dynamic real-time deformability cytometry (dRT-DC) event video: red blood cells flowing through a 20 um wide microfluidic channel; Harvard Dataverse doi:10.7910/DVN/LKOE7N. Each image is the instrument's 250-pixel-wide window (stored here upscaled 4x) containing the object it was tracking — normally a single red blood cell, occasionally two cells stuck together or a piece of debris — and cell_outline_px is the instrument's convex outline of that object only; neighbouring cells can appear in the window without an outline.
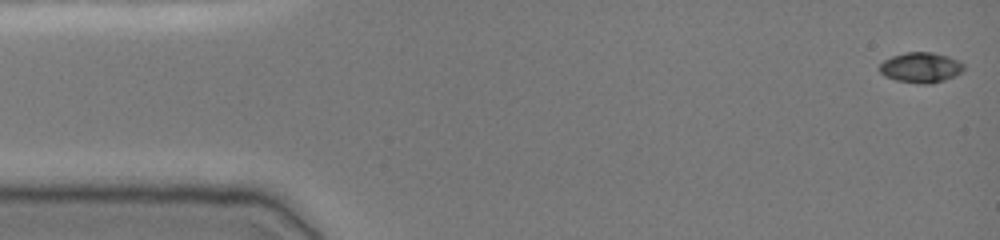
{"species": "common noctule bat (a hibernating species)", "species_latin": "Nyctalus noctula", "temperature_condition": "cold", "stored_images_in_passage": 48, "camera_frame_rate_fps": 3000, "um_per_image_px": 0.085, "animal": {"sex": "female", "body_mass_g": 19.0, "forearm_length_mm": 51.5}, "frame": {"image": 1, "passage_image": 1, "time_ms": 0.0, "image_size_px": [1000, 240], "cell_outline_px": [[964, 68], [956, 76], [932, 84], [920, 84], [896, 80], [884, 76], [880, 72], [880, 64], [884, 60], [892, 56], [908, 52], [932, 52], [948, 56], [960, 60], [964, 64]], "centroid_in_image_um": [78.29, 5.74], "position_along_channel_um": 6.7, "area_um2": 14.97}}
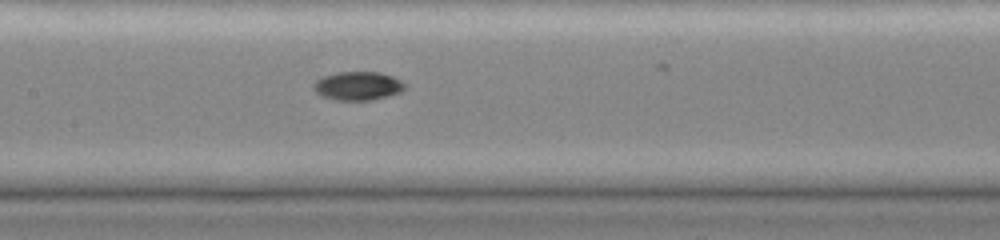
{"frame": {"image": 2, "passage_image": 23, "time_ms": 7.333, "image_size_px": [1000, 240], "cell_outline_px": [[408, 88], [400, 92], [372, 100], [336, 100], [324, 96], [316, 92], [312, 88], [312, 84], [316, 80], [324, 76], [336, 72], [380, 72], [392, 76], [408, 84]], "centroid_in_image_um": [30.45, 7.29], "position_along_channel_um": 177.0, "area_um2": 15.32}}
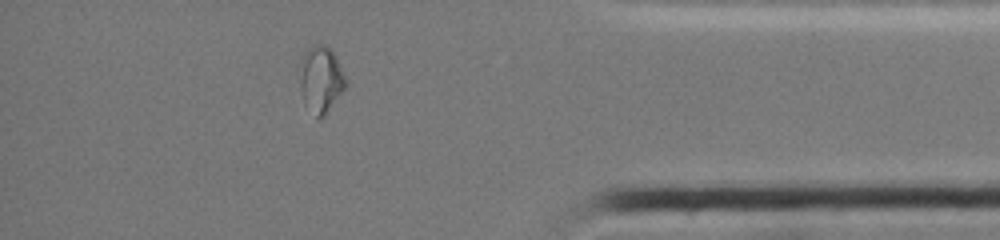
{"frame": {"image": 3, "passage_image": 42, "time_ms": 13.667, "image_size_px": [1000, 240], "cell_outline_px": [[348, 84], [324, 116], [316, 120], [304, 104], [300, 92], [300, 56], [312, 44], [324, 44], [336, 56], [348, 80]], "centroid_in_image_um": [27.26, 6.76], "position_along_channel_um": 407.9, "area_um2": 18.32}, "authors_computed_cell_mechanics": {"area_um2": 14.8546, "velocity_mm_per_s": 3.93, "shape_relaxation_time_tau1_ms": null, "shape_relaxation_time_tau2_ms": 8.8538, "deformation_change_tau1": null, "deformation_change_tau2": 0.068}}